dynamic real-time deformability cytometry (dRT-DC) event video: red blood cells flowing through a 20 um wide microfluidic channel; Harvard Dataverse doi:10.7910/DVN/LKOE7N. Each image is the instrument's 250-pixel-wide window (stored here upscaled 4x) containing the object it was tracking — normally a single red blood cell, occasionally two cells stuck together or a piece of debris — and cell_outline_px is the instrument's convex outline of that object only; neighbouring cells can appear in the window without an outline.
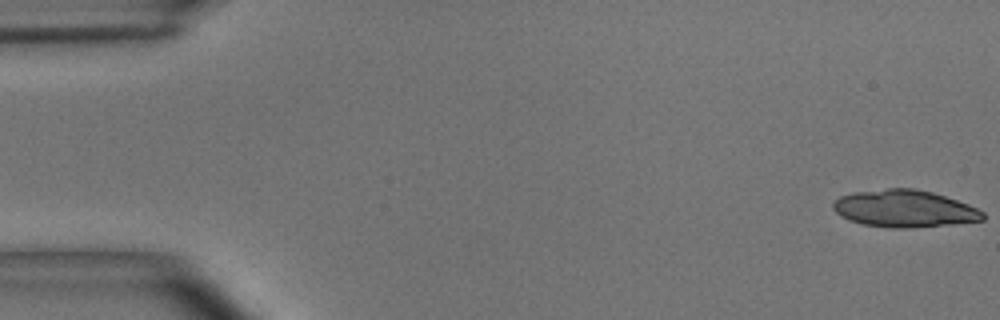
{"species": "common noctule bat (a hibernating species)", "species_latin": "Nyctalus noctula", "temperature_condition": "room temperature", "stored_images_in_passage": 24, "camera_frame_rate_fps": 3000, "um_per_image_px": 0.085, "animal": {"sex": "male", "body_mass_g": 15.6}, "frame": {"image": 1, "passage_image": 1, "time_ms": 0.0, "image_size_px": [1000, 320], "cell_outline_px": [[984, 220], [952, 224], [908, 228], [892, 228], [864, 224], [848, 220], [840, 216], [832, 208], [832, 204], [840, 196], [856, 192], [888, 188], [912, 188], [932, 192], [968, 204], [984, 212]], "centroid_in_image_um": [76.86, 17.74], "position_along_channel_um": 8.1, "area_um2": 32.25}}
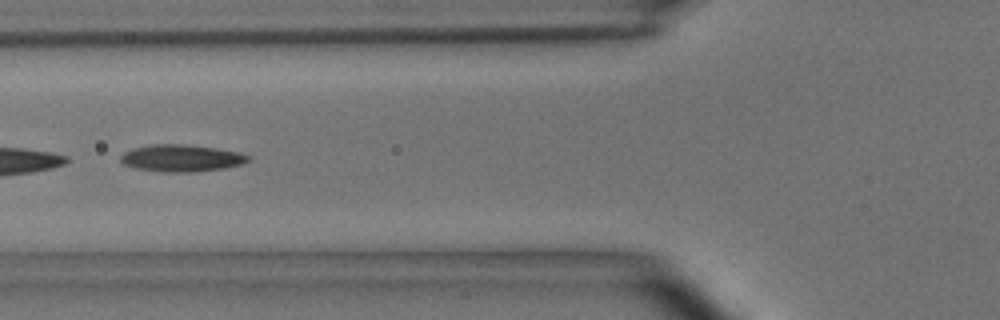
{"frame": {"image": 2, "passage_image": 21, "time_ms": 6.667, "image_size_px": [1000, 320], "cell_outline_px": [[252, 160], [240, 164], [224, 168], [196, 172], [164, 172], [136, 168], [124, 164], [120, 160], [120, 156], [124, 152], [132, 148], [152, 144], [184, 144], [240, 152], [252, 156]], "centroid_in_image_um": [15.43, 13.44], "position_along_channel_um": 110.4, "area_um2": 20.11}}